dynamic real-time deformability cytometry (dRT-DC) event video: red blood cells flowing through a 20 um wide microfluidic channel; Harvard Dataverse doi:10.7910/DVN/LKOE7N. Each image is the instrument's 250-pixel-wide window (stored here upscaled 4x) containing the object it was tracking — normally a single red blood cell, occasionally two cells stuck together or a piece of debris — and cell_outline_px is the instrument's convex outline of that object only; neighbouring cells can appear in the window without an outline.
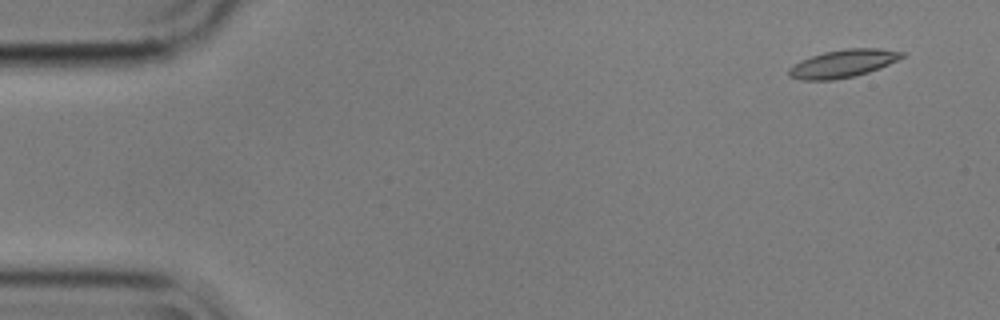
{"species": "common noctule bat (a hibernating species)", "species_latin": "Nyctalus noctula", "temperature_condition": "cold", "stored_images_in_passage": 53, "camera_frame_rate_fps": 3000, "um_per_image_px": 0.085, "animal": {"sex": "male", "body_mass_g": 17.9}, "frame": {"image": 1, "passage_image": 1, "time_ms": 0.0, "image_size_px": [1000, 320], "cell_outline_px": [[904, 56], [880, 68], [868, 72], [852, 76], [832, 80], [800, 80], [788, 76], [788, 68], [800, 60], [824, 52], [844, 48], [880, 48], [904, 52]], "centroid_in_image_um": [71.62, 5.4], "position_along_channel_um": 13.4, "area_um2": 18.26}}
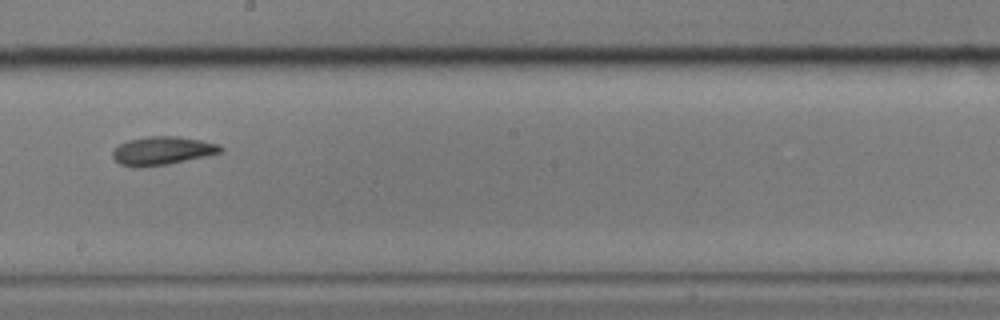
{"frame": {"image": 2, "passage_image": 29, "time_ms": 9.333, "image_size_px": [1000, 320], "cell_outline_px": [[224, 148], [220, 152], [204, 156], [168, 164], [120, 164], [112, 156], [112, 152], [120, 144], [128, 140], [148, 136], [180, 136], [220, 144]], "centroid_in_image_um": [13.86, 12.75], "position_along_channel_um": 234.3, "area_um2": 17.05}}
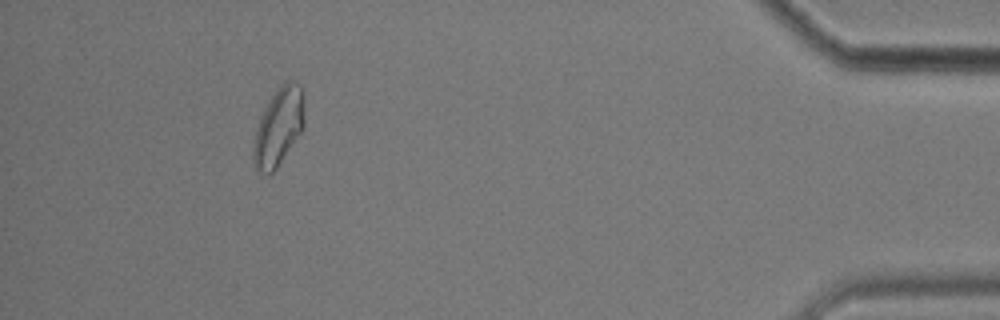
{"frame": {"image": 3, "passage_image": 49, "time_ms": 16.0, "image_size_px": [1000, 320], "cell_outline_px": [[304, 128], [276, 168], [268, 176], [256, 172], [252, 164], [252, 148], [256, 128], [260, 116], [264, 108], [280, 84], [284, 80], [292, 80], [300, 84], [304, 88]], "centroid_in_image_um": [23.67, 10.78], "position_along_channel_um": 411.5, "area_um2": 23.76}, "authors_computed_cell_mechanics": {"area_um2": 18.0336, "velocity_mm_per_s": 3.5424, "shape_relaxation_time_tau1_ms": 5.0129, "shape_relaxation_time_tau2_ms": 4.5997, "deformation_change_tau1": 0.1349, "deformation_change_tau2": 0.1033}}